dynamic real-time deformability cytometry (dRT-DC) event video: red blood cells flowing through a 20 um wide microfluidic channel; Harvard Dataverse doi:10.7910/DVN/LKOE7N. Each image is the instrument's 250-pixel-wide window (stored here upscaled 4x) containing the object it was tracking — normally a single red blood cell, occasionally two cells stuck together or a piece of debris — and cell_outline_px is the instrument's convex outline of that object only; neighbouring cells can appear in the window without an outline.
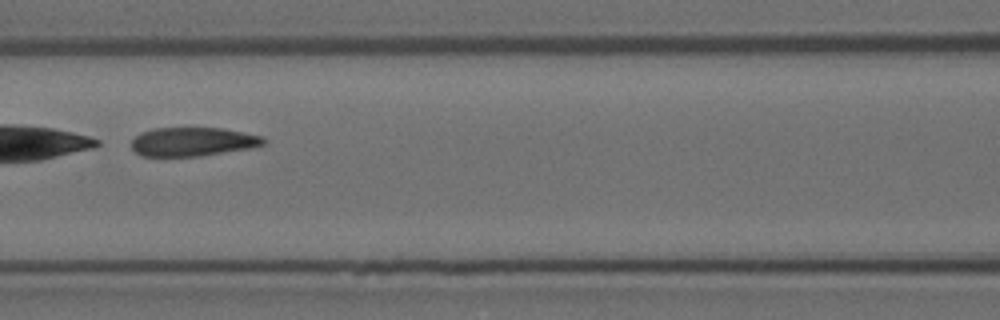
{"species": "Egyptian fruit bat (a non-hibernating species)", "species_latin": "Rousettus aegyptiacus", "temperature_condition": "room temperature", "stored_images_in_passage": 5, "camera_frame_rate_fps": 3000, "um_per_image_px": 0.085, "animal": {"sex": "female"}, "frame": {"image": 1, "passage_image": 4, "time_ms": 1.0, "image_size_px": [1000, 320], "cell_outline_px": [[268, 140], [264, 144], [248, 148], [200, 156], [140, 156], [132, 148], [132, 140], [140, 132], [152, 128], [224, 128], [264, 136]], "centroid_in_image_um": [16.39, 12.04], "position_along_channel_um": 150.2, "area_um2": 22.25}}
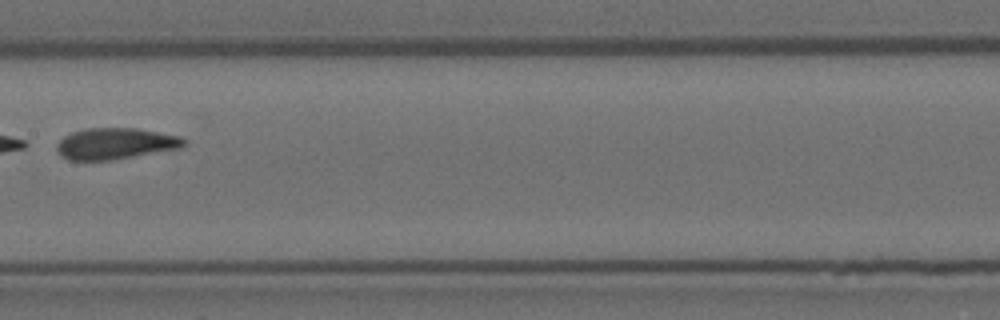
{"frame": {"image": 2, "passage_image": 5, "time_ms": 1.333, "image_size_px": [1000, 320], "cell_outline_px": [[188, 144], [184, 148], [108, 160], [68, 160], [60, 156], [56, 148], [56, 144], [64, 136], [72, 132], [84, 128], [136, 128], [180, 136], [188, 140]], "centroid_in_image_um": [9.84, 12.2], "position_along_channel_um": 197.6, "area_um2": 23.41}}